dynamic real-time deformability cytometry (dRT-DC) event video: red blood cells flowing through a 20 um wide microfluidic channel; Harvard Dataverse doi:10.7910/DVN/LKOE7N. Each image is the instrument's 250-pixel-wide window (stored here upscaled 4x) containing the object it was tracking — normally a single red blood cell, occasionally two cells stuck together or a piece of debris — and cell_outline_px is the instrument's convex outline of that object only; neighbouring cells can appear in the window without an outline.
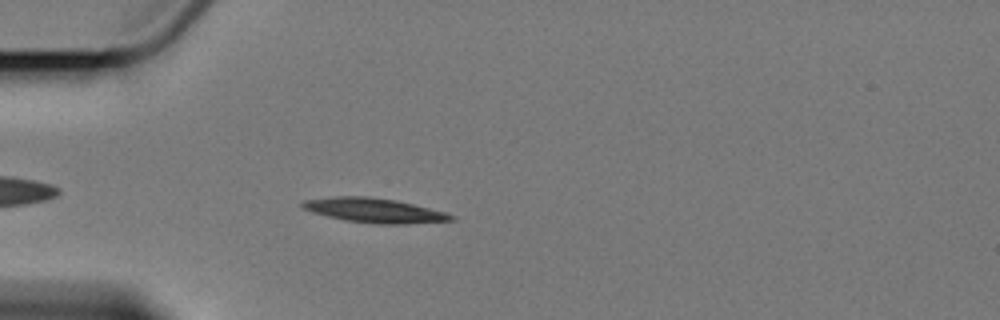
{"species": "Egyptian fruit bat (a non-hibernating species)", "species_latin": "Rousettus aegyptiacus", "temperature_condition": "cold", "stored_images_in_passage": 6, "camera_frame_rate_fps": 3000, "um_per_image_px": 0.085, "animal": {"sex": "female"}, "frame": {"image": 1, "passage_image": 5, "time_ms": 4.667, "image_size_px": [1000, 320], "cell_outline_px": [[456, 220], [408, 224], [372, 224], [348, 220], [328, 216], [312, 212], [304, 208], [300, 204], [304, 200], [332, 196], [368, 196], [396, 200], [444, 212], [456, 216]], "centroid_in_image_um": [31.83, 17.88], "position_along_channel_um": 53.2, "area_um2": 21.15}}